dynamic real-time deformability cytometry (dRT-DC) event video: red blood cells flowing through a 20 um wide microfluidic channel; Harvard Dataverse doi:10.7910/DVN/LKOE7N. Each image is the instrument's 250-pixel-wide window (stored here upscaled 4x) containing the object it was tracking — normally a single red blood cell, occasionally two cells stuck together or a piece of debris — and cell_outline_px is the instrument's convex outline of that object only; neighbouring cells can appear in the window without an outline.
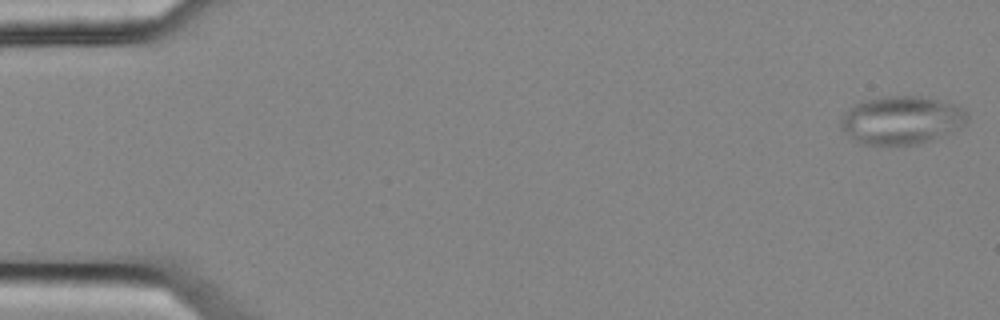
{"species": "common noctule bat (a hibernating species)", "species_latin": "Nyctalus noctula", "temperature_condition": "cold", "stored_images_in_passage": 6, "camera_frame_rate_fps": 3000, "um_per_image_px": 0.085, "animal": {"sex": "female", "body_mass_g": 25.1}, "frame": {"image": 1, "passage_image": 1, "time_ms": 0.0, "image_size_px": [1000, 320], "cell_outline_px": [[968, 120], [960, 128], [920, 144], [860, 144], [840, 124], [840, 120], [844, 112], [848, 108], [860, 100], [892, 96], [920, 96], [956, 104], [964, 108], [968, 112]], "centroid_in_image_um": [76.66, 10.19], "position_along_channel_um": 8.3, "area_um2": 35.32}}